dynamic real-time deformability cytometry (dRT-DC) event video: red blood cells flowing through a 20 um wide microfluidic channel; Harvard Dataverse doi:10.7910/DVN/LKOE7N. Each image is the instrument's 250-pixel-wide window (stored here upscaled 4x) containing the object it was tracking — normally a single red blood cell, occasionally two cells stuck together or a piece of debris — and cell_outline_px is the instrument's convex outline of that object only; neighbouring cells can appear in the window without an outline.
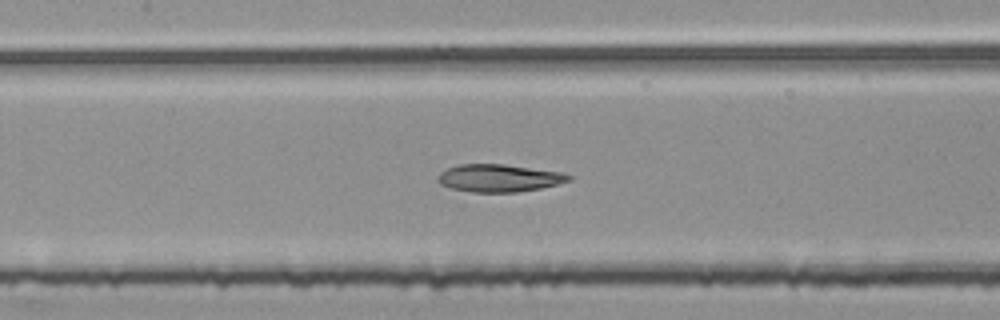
{"species": "common noctule bat (a hibernating species)", "species_latin": "Nyctalus noctula", "temperature_condition": "room temperature", "stored_images_in_passage": 53, "camera_frame_rate_fps": 3000, "um_per_image_px": 0.085, "animal": {"sex": "female", "body_mass_g": 25.1}, "frame": {"image": 1, "passage_image": 25, "time_ms": 8.0, "image_size_px": [1000, 320], "cell_outline_px": [[572, 180], [540, 188], [516, 192], [472, 192], [452, 188], [440, 184], [436, 180], [436, 176], [440, 172], [448, 168], [460, 164], [504, 164], [564, 172], [572, 176]], "centroid_in_image_um": [42.41, 15.13], "position_along_channel_um": 165.0, "area_um2": 21.1}}
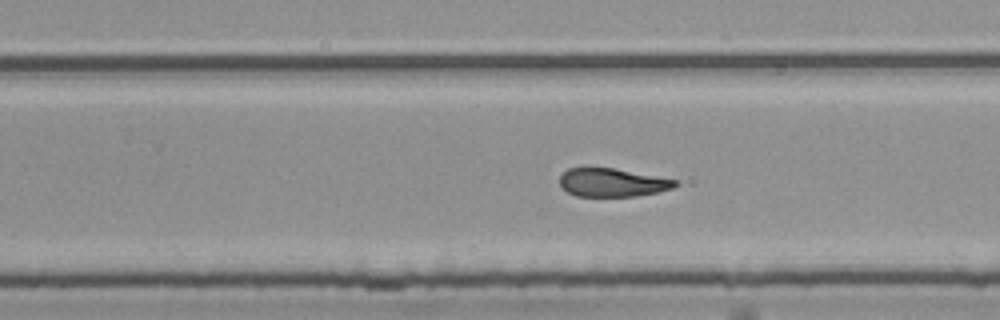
{"frame": {"image": 2, "passage_image": 34, "time_ms": 11.0, "image_size_px": [1000, 320], "cell_outline_px": [[680, 184], [672, 188], [656, 192], [636, 196], [576, 196], [560, 188], [560, 176], [568, 168], [612, 168], [680, 180]], "centroid_in_image_um": [52.06, 15.52], "position_along_channel_um": 277.7, "area_um2": 19.07}}
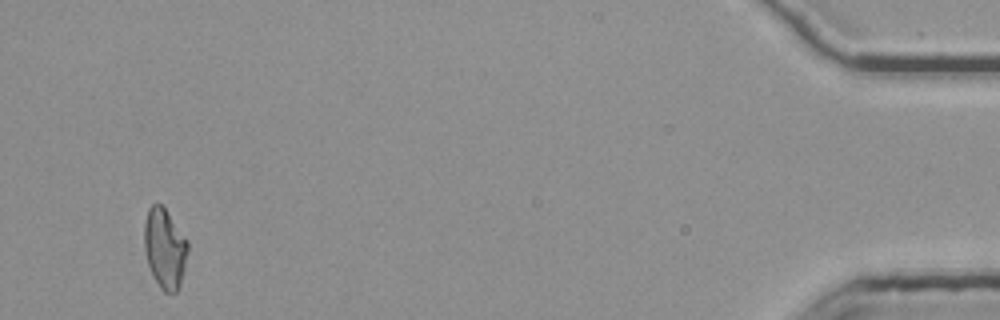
{"frame": {"image": 3, "passage_image": 52, "time_ms": 17.0, "image_size_px": [1000, 320], "cell_outline_px": [[188, 252], [180, 284], [176, 292], [164, 292], [160, 288], [148, 264], [144, 252], [144, 224], [148, 208], [152, 204], [160, 204], [164, 208], [188, 240]], "centroid_in_image_um": [14.0, 21.1], "position_along_channel_um": 421.2, "area_um2": 20.11}, "authors_computed_cell_mechanics": {"area_um2": 21.0392, "velocity_mm_per_s": 3.7764, "shape_relaxation_time_tau1_ms": 8.5424, "shape_relaxation_time_tau2_ms": 3.9014, "deformation_change_tau1": 0.1916, "deformation_change_tau2": 0.1189}}